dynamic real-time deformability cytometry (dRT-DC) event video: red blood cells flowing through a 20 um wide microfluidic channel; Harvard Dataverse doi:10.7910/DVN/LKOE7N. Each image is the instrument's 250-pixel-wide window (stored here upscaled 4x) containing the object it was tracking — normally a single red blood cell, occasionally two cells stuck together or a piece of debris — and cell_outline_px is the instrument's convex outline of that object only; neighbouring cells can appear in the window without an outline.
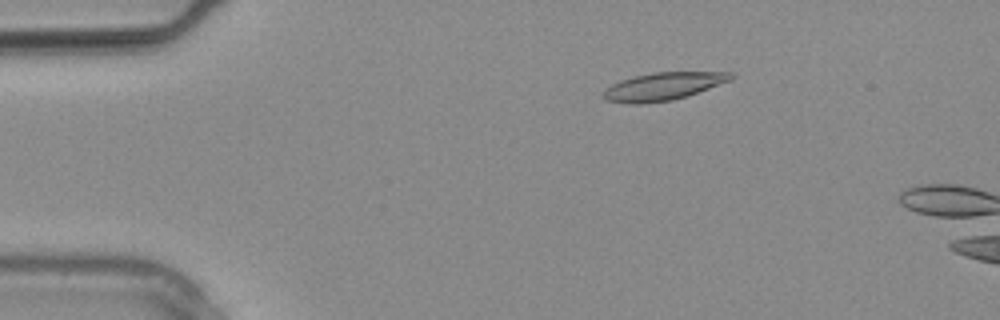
{"species": "common noctule bat (a hibernating species)", "species_latin": "Nyctalus noctula", "temperature_condition": "warm", "stored_images_in_passage": 16, "camera_frame_rate_fps": 3000, "um_per_image_px": 0.085, "animal": {"sex": "male", "body_mass_g": 20.4}, "frame": {"image": 1, "passage_image": 5, "time_ms": 1.333, "image_size_px": [1000, 320], "cell_outline_px": [[736, 76], [732, 80], [688, 96], [672, 100], [640, 104], [628, 104], [604, 100], [604, 92], [612, 84], [620, 80], [652, 72], [732, 72]], "centroid_in_image_um": [56.41, 7.34], "position_along_channel_um": 28.6, "area_um2": 20.69}}